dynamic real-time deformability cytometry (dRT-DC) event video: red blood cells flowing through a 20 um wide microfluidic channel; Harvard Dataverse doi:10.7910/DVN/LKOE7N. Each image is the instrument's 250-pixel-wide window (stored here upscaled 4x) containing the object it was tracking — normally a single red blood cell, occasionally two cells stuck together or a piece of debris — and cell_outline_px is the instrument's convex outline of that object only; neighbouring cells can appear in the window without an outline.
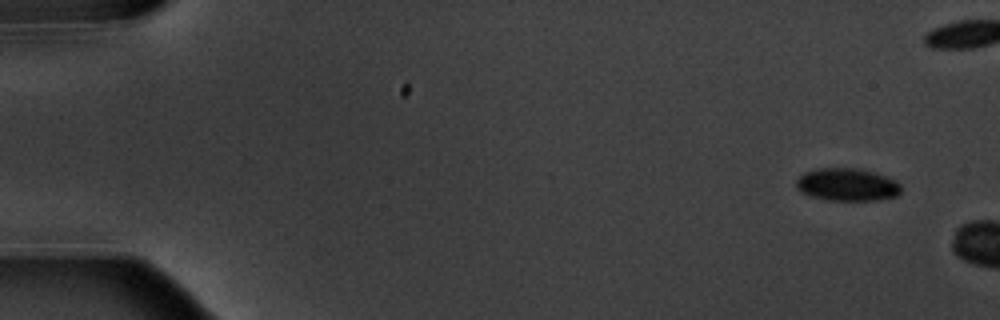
{"species": "common noctule bat (a hibernating species)", "species_latin": "Nyctalus noctula", "temperature_condition": "warm", "stored_images_in_passage": 3, "camera_frame_rate_fps": 3000, "um_per_image_px": 0.085, "animal": {"sex": "male", "body_mass_g": 20.1, "forearm_length_mm": 53.5}, "frame": {"image": 1, "passage_image": 1, "time_ms": 0.0, "image_size_px": [1000, 320], "cell_outline_px": [[900, 196], [880, 200], [824, 200], [800, 192], [796, 188], [796, 180], [804, 172], [820, 168], [856, 168], [872, 172], [896, 180], [900, 184]], "centroid_in_image_um": [72.01, 15.7], "position_along_channel_um": 13.0, "area_um2": 20.06}}